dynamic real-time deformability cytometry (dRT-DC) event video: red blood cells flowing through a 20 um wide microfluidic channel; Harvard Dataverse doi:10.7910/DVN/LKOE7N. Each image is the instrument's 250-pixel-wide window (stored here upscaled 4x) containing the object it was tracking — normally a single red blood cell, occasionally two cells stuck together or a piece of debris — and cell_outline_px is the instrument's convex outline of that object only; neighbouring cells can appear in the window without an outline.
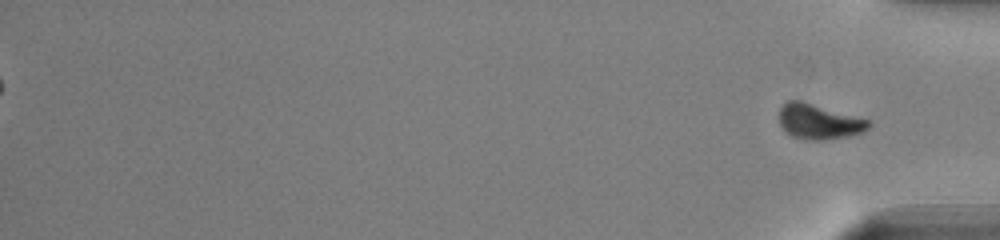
{"species": "common noctule bat (a hibernating species)", "species_latin": "Nyctalus noctula", "temperature_condition": "warm", "stored_images_in_passage": 52, "segment_of_instrument_passage": [2, 2], "camera_frame_rate_fps": 3000, "um_per_image_px": 0.085, "animal": {"sex": "male", "body_mass_g": 13.0, "forearm_length_mm": 53.1}, "frame": {"image": 1, "passage_image": 52, "time_ms": 17.0, "image_size_px": [1000, 240], "cell_outline_px": [[872, 124], [864, 132], [848, 136], [820, 140], [808, 140], [792, 136], [784, 132], [780, 128], [780, 108], [788, 100], [800, 100], [872, 120]], "centroid_in_image_um": [69.62, 10.34], "position_along_channel_um": 365.6, "area_um2": 18.5}}